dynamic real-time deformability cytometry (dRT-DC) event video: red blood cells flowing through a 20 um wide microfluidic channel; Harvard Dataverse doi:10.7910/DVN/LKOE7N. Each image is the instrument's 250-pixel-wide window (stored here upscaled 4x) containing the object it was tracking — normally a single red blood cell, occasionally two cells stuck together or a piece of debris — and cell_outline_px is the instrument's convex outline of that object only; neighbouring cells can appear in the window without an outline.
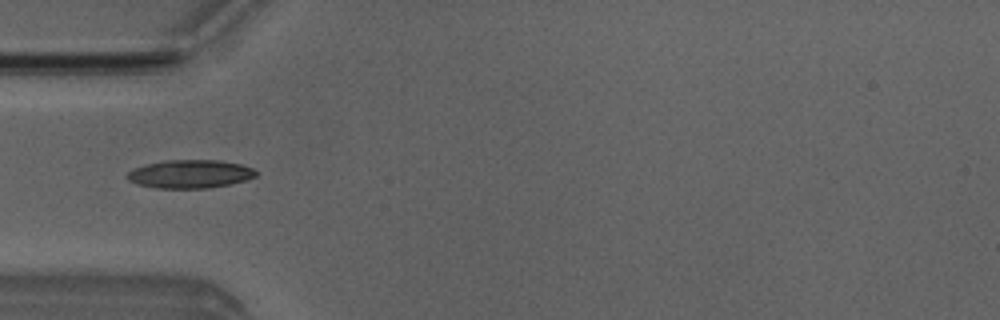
{"species": "Egyptian fruit bat (a non-hibernating species)", "species_latin": "Rousettus aegyptiacus", "temperature_condition": "room temperature", "stored_images_in_passage": 5, "camera_frame_rate_fps": 3000, "um_per_image_px": 0.085, "animal": {"sex": "male"}, "frame": {"image": 1, "passage_image": 4, "time_ms": 4.333, "image_size_px": [1000, 320], "cell_outline_px": [[256, 176], [244, 180], [228, 184], [208, 188], [156, 188], [136, 184], [128, 180], [124, 176], [132, 168], [164, 160], [220, 160], [240, 164], [252, 168], [256, 172]], "centroid_in_image_um": [16.09, 14.79], "position_along_channel_um": 68.9, "area_um2": 21.21}}